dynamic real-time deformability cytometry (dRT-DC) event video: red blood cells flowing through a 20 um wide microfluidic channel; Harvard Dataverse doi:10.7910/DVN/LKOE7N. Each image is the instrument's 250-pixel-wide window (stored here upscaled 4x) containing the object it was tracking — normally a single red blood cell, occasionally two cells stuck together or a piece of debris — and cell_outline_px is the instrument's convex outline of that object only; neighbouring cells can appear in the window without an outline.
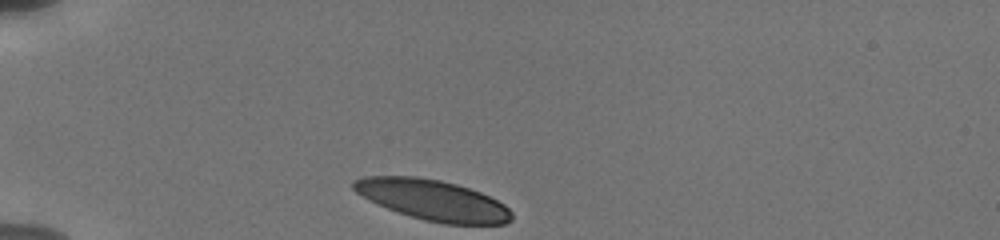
{"species": "human", "species_latin": "Homo sapiens", "temperature_condition": "cold", "stored_images_in_passage": 23, "camera_frame_rate_fps": 3000, "um_per_image_px": 0.085, "donor": {"sex": "male"}, "frame": {"image": 1, "passage_image": 1, "time_ms": 0.0, "image_size_px": [1000, 240], "cell_outline_px": [[512, 220], [504, 224], [444, 224], [424, 220], [376, 204], [356, 192], [352, 188], [352, 180], [364, 176], [416, 176], [440, 180], [456, 184], [480, 192], [504, 204], [512, 212]], "centroid_in_image_um": [36.78, 17.0], "position_along_channel_um": 48.2, "area_um2": 37.22}}
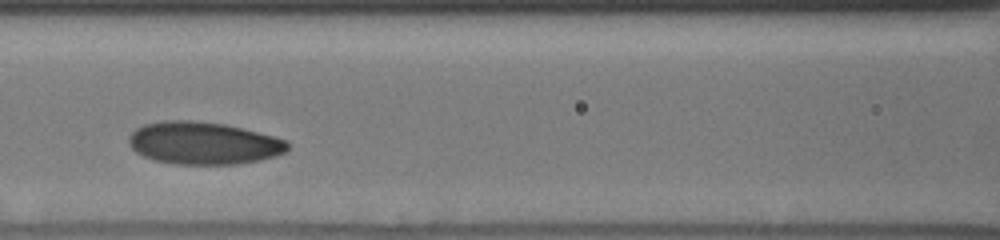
{"frame": {"image": 2, "passage_image": 17, "time_ms": 3.667, "image_size_px": [1000, 240], "cell_outline_px": [[288, 148], [284, 152], [276, 156], [260, 160], [236, 164], [176, 164], [156, 160], [144, 156], [136, 152], [128, 144], [128, 136], [136, 128], [144, 124], [164, 120], [192, 120], [224, 124], [272, 136], [284, 140], [288, 144]], "centroid_in_image_um": [17.24, 12.16], "position_along_channel_um": 149.4, "area_um2": 39.07}}
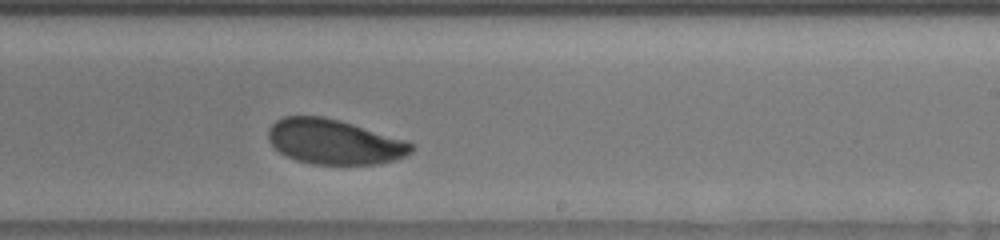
{"frame": {"image": 3, "passage_image": 23, "time_ms": 6.667, "image_size_px": [1000, 240], "cell_outline_px": [[416, 148], [412, 152], [396, 160], [376, 164], [312, 164], [296, 160], [280, 152], [268, 140], [268, 128], [276, 120], [284, 116], [324, 116], [340, 120], [408, 140], [416, 144]], "centroid_in_image_um": [28.46, 12.04], "position_along_channel_um": 260.5, "area_um2": 37.8}}